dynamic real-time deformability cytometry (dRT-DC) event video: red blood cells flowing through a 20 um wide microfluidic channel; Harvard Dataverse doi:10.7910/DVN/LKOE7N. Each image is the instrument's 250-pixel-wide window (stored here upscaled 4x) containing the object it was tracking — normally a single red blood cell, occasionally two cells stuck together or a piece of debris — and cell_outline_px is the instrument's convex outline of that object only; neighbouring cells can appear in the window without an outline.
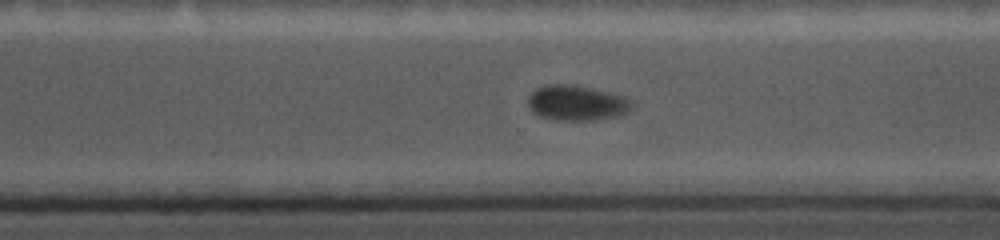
{"species": "common noctule bat (a hibernating species)", "species_latin": "Nyctalus noctula", "temperature_condition": "cold", "stored_images_in_passage": 27, "camera_frame_rate_fps": 5000, "um_per_image_px": 0.085, "animal": {"sex": "female", "body_mass_g": 19.0, "forearm_length_mm": 56.7}, "frame": {"image": 1, "passage_image": 23, "time_ms": 7.6, "image_size_px": [1000, 240], "cell_outline_px": [[632, 108], [616, 116], [596, 120], [556, 120], [540, 116], [532, 112], [528, 108], [528, 96], [536, 88], [548, 84], [572, 84], [592, 88], [628, 96], [632, 100]], "centroid_in_image_um": [49.01, 8.74], "position_along_channel_um": 321.6, "area_um2": 21.56}}